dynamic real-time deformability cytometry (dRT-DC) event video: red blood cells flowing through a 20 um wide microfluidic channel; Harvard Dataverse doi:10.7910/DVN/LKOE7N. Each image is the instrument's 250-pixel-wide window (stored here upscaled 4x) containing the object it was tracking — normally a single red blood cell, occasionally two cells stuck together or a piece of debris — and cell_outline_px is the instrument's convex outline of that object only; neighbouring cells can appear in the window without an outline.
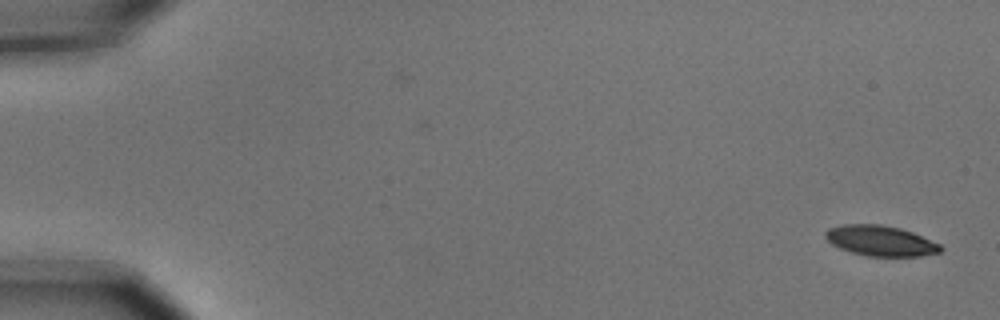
{"species": "common noctule bat (a hibernating species)", "species_latin": "Nyctalus noctula", "temperature_condition": "cold", "stored_images_in_passage": 2, "camera_frame_rate_fps": 3000, "um_per_image_px": 0.085, "animal": {"sex": "male", "body_mass_g": 15.6}, "frame": {"image": 1, "passage_image": 2, "time_ms": 0.333, "image_size_px": [1000, 320], "cell_outline_px": [[944, 248], [940, 252], [920, 256], [868, 256], [852, 252], [840, 248], [832, 244], [824, 236], [824, 232], [828, 228], [844, 224], [880, 224], [900, 228], [912, 232], [940, 244]], "centroid_in_image_um": [74.84, 20.46], "position_along_channel_um": 10.2, "area_um2": 20.35}}